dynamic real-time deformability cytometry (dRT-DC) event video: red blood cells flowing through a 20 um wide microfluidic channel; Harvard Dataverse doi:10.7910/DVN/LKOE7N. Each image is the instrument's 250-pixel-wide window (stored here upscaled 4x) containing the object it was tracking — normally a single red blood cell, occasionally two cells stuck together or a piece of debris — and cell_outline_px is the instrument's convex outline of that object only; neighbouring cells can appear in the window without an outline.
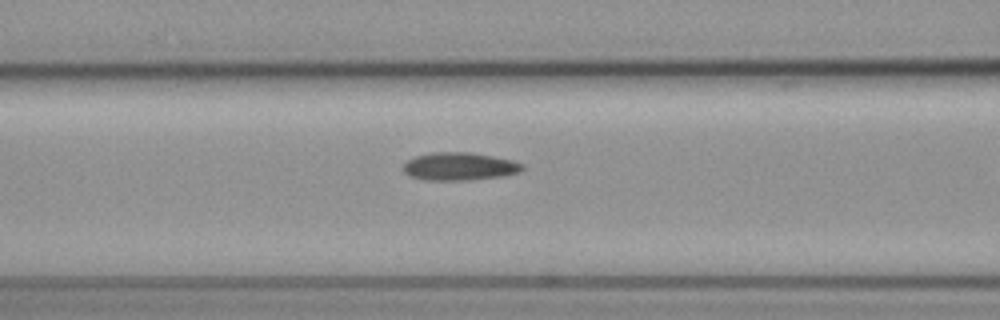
{"species": "common noctule bat (a hibernating species)", "species_latin": "Nyctalus noctula", "temperature_condition": "cold", "stored_images_in_passage": 18, "camera_frame_rate_fps": 3000, "um_per_image_px": 0.085, "animal": {"sex": "female", "body_mass_g": 19.3, "forearm_length_mm": 54.1}, "frame": {"image": 1, "passage_image": 16, "time_ms": 5.0, "image_size_px": [1000, 320], "cell_outline_px": [[524, 168], [520, 172], [500, 176], [464, 180], [424, 180], [412, 176], [404, 172], [404, 164], [408, 160], [416, 156], [432, 152], [472, 152], [512, 160], [524, 164]], "centroid_in_image_um": [39.07, 14.13], "position_along_channel_um": 127.5, "area_um2": 19.19}}